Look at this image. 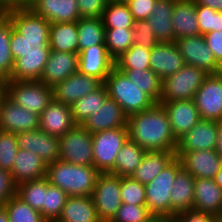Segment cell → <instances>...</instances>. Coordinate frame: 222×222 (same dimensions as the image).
Wrapping results in <instances>:
<instances>
[{
  "label": "cell",
  "mask_w": 222,
  "mask_h": 222,
  "mask_svg": "<svg viewBox=\"0 0 222 222\" xmlns=\"http://www.w3.org/2000/svg\"><path fill=\"white\" fill-rule=\"evenodd\" d=\"M69 196L58 186L48 182L45 176V198L42 204V216L47 222H56L61 216Z\"/></svg>",
  "instance_id": "obj_38"
},
{
  "label": "cell",
  "mask_w": 222,
  "mask_h": 222,
  "mask_svg": "<svg viewBox=\"0 0 222 222\" xmlns=\"http://www.w3.org/2000/svg\"><path fill=\"white\" fill-rule=\"evenodd\" d=\"M195 178L183 167L177 172L170 192V216L192 210Z\"/></svg>",
  "instance_id": "obj_26"
},
{
  "label": "cell",
  "mask_w": 222,
  "mask_h": 222,
  "mask_svg": "<svg viewBox=\"0 0 222 222\" xmlns=\"http://www.w3.org/2000/svg\"><path fill=\"white\" fill-rule=\"evenodd\" d=\"M18 150L16 134L0 130V169L11 173Z\"/></svg>",
  "instance_id": "obj_44"
},
{
  "label": "cell",
  "mask_w": 222,
  "mask_h": 222,
  "mask_svg": "<svg viewBox=\"0 0 222 222\" xmlns=\"http://www.w3.org/2000/svg\"><path fill=\"white\" fill-rule=\"evenodd\" d=\"M181 160L175 157L151 182L145 184L146 207L152 215L170 216V192Z\"/></svg>",
  "instance_id": "obj_5"
},
{
  "label": "cell",
  "mask_w": 222,
  "mask_h": 222,
  "mask_svg": "<svg viewBox=\"0 0 222 222\" xmlns=\"http://www.w3.org/2000/svg\"><path fill=\"white\" fill-rule=\"evenodd\" d=\"M133 43L147 49H152L158 40L152 30L150 23L147 20H138L134 22L133 28Z\"/></svg>",
  "instance_id": "obj_48"
},
{
  "label": "cell",
  "mask_w": 222,
  "mask_h": 222,
  "mask_svg": "<svg viewBox=\"0 0 222 222\" xmlns=\"http://www.w3.org/2000/svg\"><path fill=\"white\" fill-rule=\"evenodd\" d=\"M6 85H7V80L0 78V105L2 99L6 96Z\"/></svg>",
  "instance_id": "obj_57"
},
{
  "label": "cell",
  "mask_w": 222,
  "mask_h": 222,
  "mask_svg": "<svg viewBox=\"0 0 222 222\" xmlns=\"http://www.w3.org/2000/svg\"><path fill=\"white\" fill-rule=\"evenodd\" d=\"M121 177L112 173H100L91 197L101 222H111L121 207Z\"/></svg>",
  "instance_id": "obj_9"
},
{
  "label": "cell",
  "mask_w": 222,
  "mask_h": 222,
  "mask_svg": "<svg viewBox=\"0 0 222 222\" xmlns=\"http://www.w3.org/2000/svg\"><path fill=\"white\" fill-rule=\"evenodd\" d=\"M56 222H101L91 196H69Z\"/></svg>",
  "instance_id": "obj_30"
},
{
  "label": "cell",
  "mask_w": 222,
  "mask_h": 222,
  "mask_svg": "<svg viewBox=\"0 0 222 222\" xmlns=\"http://www.w3.org/2000/svg\"><path fill=\"white\" fill-rule=\"evenodd\" d=\"M101 84L98 78L77 71L53 87V96L56 101L71 106Z\"/></svg>",
  "instance_id": "obj_17"
},
{
  "label": "cell",
  "mask_w": 222,
  "mask_h": 222,
  "mask_svg": "<svg viewBox=\"0 0 222 222\" xmlns=\"http://www.w3.org/2000/svg\"><path fill=\"white\" fill-rule=\"evenodd\" d=\"M146 151L129 138L116 155L114 170L111 172L120 177H129L140 165Z\"/></svg>",
  "instance_id": "obj_33"
},
{
  "label": "cell",
  "mask_w": 222,
  "mask_h": 222,
  "mask_svg": "<svg viewBox=\"0 0 222 222\" xmlns=\"http://www.w3.org/2000/svg\"><path fill=\"white\" fill-rule=\"evenodd\" d=\"M6 96L20 107L38 115L54 99L53 88L41 81L7 80Z\"/></svg>",
  "instance_id": "obj_7"
},
{
  "label": "cell",
  "mask_w": 222,
  "mask_h": 222,
  "mask_svg": "<svg viewBox=\"0 0 222 222\" xmlns=\"http://www.w3.org/2000/svg\"><path fill=\"white\" fill-rule=\"evenodd\" d=\"M121 199L123 203L146 205L145 185L130 176L121 177Z\"/></svg>",
  "instance_id": "obj_45"
},
{
  "label": "cell",
  "mask_w": 222,
  "mask_h": 222,
  "mask_svg": "<svg viewBox=\"0 0 222 222\" xmlns=\"http://www.w3.org/2000/svg\"><path fill=\"white\" fill-rule=\"evenodd\" d=\"M151 216L146 205L122 203L111 222H144Z\"/></svg>",
  "instance_id": "obj_47"
},
{
  "label": "cell",
  "mask_w": 222,
  "mask_h": 222,
  "mask_svg": "<svg viewBox=\"0 0 222 222\" xmlns=\"http://www.w3.org/2000/svg\"><path fill=\"white\" fill-rule=\"evenodd\" d=\"M196 5L212 8L214 11L222 12V0H194Z\"/></svg>",
  "instance_id": "obj_54"
},
{
  "label": "cell",
  "mask_w": 222,
  "mask_h": 222,
  "mask_svg": "<svg viewBox=\"0 0 222 222\" xmlns=\"http://www.w3.org/2000/svg\"><path fill=\"white\" fill-rule=\"evenodd\" d=\"M29 7L50 23L75 22L80 19L77 0H32Z\"/></svg>",
  "instance_id": "obj_24"
},
{
  "label": "cell",
  "mask_w": 222,
  "mask_h": 222,
  "mask_svg": "<svg viewBox=\"0 0 222 222\" xmlns=\"http://www.w3.org/2000/svg\"><path fill=\"white\" fill-rule=\"evenodd\" d=\"M110 0H77L80 18L101 17Z\"/></svg>",
  "instance_id": "obj_49"
},
{
  "label": "cell",
  "mask_w": 222,
  "mask_h": 222,
  "mask_svg": "<svg viewBox=\"0 0 222 222\" xmlns=\"http://www.w3.org/2000/svg\"><path fill=\"white\" fill-rule=\"evenodd\" d=\"M49 48L58 52L79 53L77 21L51 23Z\"/></svg>",
  "instance_id": "obj_32"
},
{
  "label": "cell",
  "mask_w": 222,
  "mask_h": 222,
  "mask_svg": "<svg viewBox=\"0 0 222 222\" xmlns=\"http://www.w3.org/2000/svg\"><path fill=\"white\" fill-rule=\"evenodd\" d=\"M213 180L222 189V163H221L218 173L215 175Z\"/></svg>",
  "instance_id": "obj_59"
},
{
  "label": "cell",
  "mask_w": 222,
  "mask_h": 222,
  "mask_svg": "<svg viewBox=\"0 0 222 222\" xmlns=\"http://www.w3.org/2000/svg\"><path fill=\"white\" fill-rule=\"evenodd\" d=\"M2 2L10 9L14 7H29L32 0H2Z\"/></svg>",
  "instance_id": "obj_55"
},
{
  "label": "cell",
  "mask_w": 222,
  "mask_h": 222,
  "mask_svg": "<svg viewBox=\"0 0 222 222\" xmlns=\"http://www.w3.org/2000/svg\"><path fill=\"white\" fill-rule=\"evenodd\" d=\"M175 43L187 65L195 66L208 74H216L219 63L203 35L182 37L175 40Z\"/></svg>",
  "instance_id": "obj_11"
},
{
  "label": "cell",
  "mask_w": 222,
  "mask_h": 222,
  "mask_svg": "<svg viewBox=\"0 0 222 222\" xmlns=\"http://www.w3.org/2000/svg\"><path fill=\"white\" fill-rule=\"evenodd\" d=\"M78 71V53L50 50L48 61L39 81L50 88Z\"/></svg>",
  "instance_id": "obj_20"
},
{
  "label": "cell",
  "mask_w": 222,
  "mask_h": 222,
  "mask_svg": "<svg viewBox=\"0 0 222 222\" xmlns=\"http://www.w3.org/2000/svg\"><path fill=\"white\" fill-rule=\"evenodd\" d=\"M179 159L182 167L194 178L214 179L222 163L215 150L185 152Z\"/></svg>",
  "instance_id": "obj_23"
},
{
  "label": "cell",
  "mask_w": 222,
  "mask_h": 222,
  "mask_svg": "<svg viewBox=\"0 0 222 222\" xmlns=\"http://www.w3.org/2000/svg\"><path fill=\"white\" fill-rule=\"evenodd\" d=\"M6 16L14 27L9 44L14 67L9 80L39 81L51 50V23L30 7L10 8Z\"/></svg>",
  "instance_id": "obj_1"
},
{
  "label": "cell",
  "mask_w": 222,
  "mask_h": 222,
  "mask_svg": "<svg viewBox=\"0 0 222 222\" xmlns=\"http://www.w3.org/2000/svg\"><path fill=\"white\" fill-rule=\"evenodd\" d=\"M196 13L201 35L222 30V12L214 11L207 6L196 5Z\"/></svg>",
  "instance_id": "obj_46"
},
{
  "label": "cell",
  "mask_w": 222,
  "mask_h": 222,
  "mask_svg": "<svg viewBox=\"0 0 222 222\" xmlns=\"http://www.w3.org/2000/svg\"><path fill=\"white\" fill-rule=\"evenodd\" d=\"M16 194V185L12 180L11 173L0 169V206H3Z\"/></svg>",
  "instance_id": "obj_51"
},
{
  "label": "cell",
  "mask_w": 222,
  "mask_h": 222,
  "mask_svg": "<svg viewBox=\"0 0 222 222\" xmlns=\"http://www.w3.org/2000/svg\"><path fill=\"white\" fill-rule=\"evenodd\" d=\"M16 195L42 214V204L45 198V177L19 183Z\"/></svg>",
  "instance_id": "obj_41"
},
{
  "label": "cell",
  "mask_w": 222,
  "mask_h": 222,
  "mask_svg": "<svg viewBox=\"0 0 222 222\" xmlns=\"http://www.w3.org/2000/svg\"><path fill=\"white\" fill-rule=\"evenodd\" d=\"M215 151L222 159V121L218 122L217 141H216Z\"/></svg>",
  "instance_id": "obj_56"
},
{
  "label": "cell",
  "mask_w": 222,
  "mask_h": 222,
  "mask_svg": "<svg viewBox=\"0 0 222 222\" xmlns=\"http://www.w3.org/2000/svg\"><path fill=\"white\" fill-rule=\"evenodd\" d=\"M8 7L0 0V14H6L8 12Z\"/></svg>",
  "instance_id": "obj_62"
},
{
  "label": "cell",
  "mask_w": 222,
  "mask_h": 222,
  "mask_svg": "<svg viewBox=\"0 0 222 222\" xmlns=\"http://www.w3.org/2000/svg\"><path fill=\"white\" fill-rule=\"evenodd\" d=\"M19 149L36 153L46 164H52L59 159V137L43 132L40 128L16 133Z\"/></svg>",
  "instance_id": "obj_14"
},
{
  "label": "cell",
  "mask_w": 222,
  "mask_h": 222,
  "mask_svg": "<svg viewBox=\"0 0 222 222\" xmlns=\"http://www.w3.org/2000/svg\"><path fill=\"white\" fill-rule=\"evenodd\" d=\"M81 126L91 134L127 127V116L122 111L119 103L108 97L101 107L94 111Z\"/></svg>",
  "instance_id": "obj_19"
},
{
  "label": "cell",
  "mask_w": 222,
  "mask_h": 222,
  "mask_svg": "<svg viewBox=\"0 0 222 222\" xmlns=\"http://www.w3.org/2000/svg\"><path fill=\"white\" fill-rule=\"evenodd\" d=\"M216 75L221 79L222 81V63L219 64L218 70L216 72Z\"/></svg>",
  "instance_id": "obj_63"
},
{
  "label": "cell",
  "mask_w": 222,
  "mask_h": 222,
  "mask_svg": "<svg viewBox=\"0 0 222 222\" xmlns=\"http://www.w3.org/2000/svg\"><path fill=\"white\" fill-rule=\"evenodd\" d=\"M193 101L201 119L222 121V81L209 74L195 93Z\"/></svg>",
  "instance_id": "obj_12"
},
{
  "label": "cell",
  "mask_w": 222,
  "mask_h": 222,
  "mask_svg": "<svg viewBox=\"0 0 222 222\" xmlns=\"http://www.w3.org/2000/svg\"><path fill=\"white\" fill-rule=\"evenodd\" d=\"M0 222H10L7 210L4 206H0Z\"/></svg>",
  "instance_id": "obj_58"
},
{
  "label": "cell",
  "mask_w": 222,
  "mask_h": 222,
  "mask_svg": "<svg viewBox=\"0 0 222 222\" xmlns=\"http://www.w3.org/2000/svg\"><path fill=\"white\" fill-rule=\"evenodd\" d=\"M218 222H222V214L217 217Z\"/></svg>",
  "instance_id": "obj_65"
},
{
  "label": "cell",
  "mask_w": 222,
  "mask_h": 222,
  "mask_svg": "<svg viewBox=\"0 0 222 222\" xmlns=\"http://www.w3.org/2000/svg\"><path fill=\"white\" fill-rule=\"evenodd\" d=\"M185 64L175 42H158L151 49L150 69L162 80L179 71Z\"/></svg>",
  "instance_id": "obj_22"
},
{
  "label": "cell",
  "mask_w": 222,
  "mask_h": 222,
  "mask_svg": "<svg viewBox=\"0 0 222 222\" xmlns=\"http://www.w3.org/2000/svg\"><path fill=\"white\" fill-rule=\"evenodd\" d=\"M13 25L7 16L0 19V78L9 80L14 67V59L10 50V39Z\"/></svg>",
  "instance_id": "obj_39"
},
{
  "label": "cell",
  "mask_w": 222,
  "mask_h": 222,
  "mask_svg": "<svg viewBox=\"0 0 222 222\" xmlns=\"http://www.w3.org/2000/svg\"><path fill=\"white\" fill-rule=\"evenodd\" d=\"M3 206L7 210L10 222H47L39 211L34 210L16 194Z\"/></svg>",
  "instance_id": "obj_43"
},
{
  "label": "cell",
  "mask_w": 222,
  "mask_h": 222,
  "mask_svg": "<svg viewBox=\"0 0 222 222\" xmlns=\"http://www.w3.org/2000/svg\"><path fill=\"white\" fill-rule=\"evenodd\" d=\"M192 210L216 217L222 214V189L213 179L195 178Z\"/></svg>",
  "instance_id": "obj_25"
},
{
  "label": "cell",
  "mask_w": 222,
  "mask_h": 222,
  "mask_svg": "<svg viewBox=\"0 0 222 222\" xmlns=\"http://www.w3.org/2000/svg\"><path fill=\"white\" fill-rule=\"evenodd\" d=\"M151 49L144 48L137 44H133L125 51L115 62L117 69H150Z\"/></svg>",
  "instance_id": "obj_42"
},
{
  "label": "cell",
  "mask_w": 222,
  "mask_h": 222,
  "mask_svg": "<svg viewBox=\"0 0 222 222\" xmlns=\"http://www.w3.org/2000/svg\"><path fill=\"white\" fill-rule=\"evenodd\" d=\"M102 21L105 29L134 28V18L127 3L110 0L103 10Z\"/></svg>",
  "instance_id": "obj_37"
},
{
  "label": "cell",
  "mask_w": 222,
  "mask_h": 222,
  "mask_svg": "<svg viewBox=\"0 0 222 222\" xmlns=\"http://www.w3.org/2000/svg\"><path fill=\"white\" fill-rule=\"evenodd\" d=\"M176 0H157L151 15L146 19L158 42H175L172 25L173 6Z\"/></svg>",
  "instance_id": "obj_29"
},
{
  "label": "cell",
  "mask_w": 222,
  "mask_h": 222,
  "mask_svg": "<svg viewBox=\"0 0 222 222\" xmlns=\"http://www.w3.org/2000/svg\"><path fill=\"white\" fill-rule=\"evenodd\" d=\"M128 138L127 127L92 134L93 166L100 173H111L114 170L116 155Z\"/></svg>",
  "instance_id": "obj_8"
},
{
  "label": "cell",
  "mask_w": 222,
  "mask_h": 222,
  "mask_svg": "<svg viewBox=\"0 0 222 222\" xmlns=\"http://www.w3.org/2000/svg\"><path fill=\"white\" fill-rule=\"evenodd\" d=\"M13 160L11 176L16 186L46 176L47 165L34 152L19 149Z\"/></svg>",
  "instance_id": "obj_27"
},
{
  "label": "cell",
  "mask_w": 222,
  "mask_h": 222,
  "mask_svg": "<svg viewBox=\"0 0 222 222\" xmlns=\"http://www.w3.org/2000/svg\"><path fill=\"white\" fill-rule=\"evenodd\" d=\"M157 0H129L127 2L135 21L146 20L152 13Z\"/></svg>",
  "instance_id": "obj_50"
},
{
  "label": "cell",
  "mask_w": 222,
  "mask_h": 222,
  "mask_svg": "<svg viewBox=\"0 0 222 222\" xmlns=\"http://www.w3.org/2000/svg\"><path fill=\"white\" fill-rule=\"evenodd\" d=\"M112 1H115V2H124V3H127L129 0H112Z\"/></svg>",
  "instance_id": "obj_64"
},
{
  "label": "cell",
  "mask_w": 222,
  "mask_h": 222,
  "mask_svg": "<svg viewBox=\"0 0 222 222\" xmlns=\"http://www.w3.org/2000/svg\"><path fill=\"white\" fill-rule=\"evenodd\" d=\"M218 122L201 119L187 133L178 139L176 157L180 158L185 152L196 150H215L217 141Z\"/></svg>",
  "instance_id": "obj_13"
},
{
  "label": "cell",
  "mask_w": 222,
  "mask_h": 222,
  "mask_svg": "<svg viewBox=\"0 0 222 222\" xmlns=\"http://www.w3.org/2000/svg\"><path fill=\"white\" fill-rule=\"evenodd\" d=\"M164 218H165L164 216L152 215L144 222H164Z\"/></svg>",
  "instance_id": "obj_60"
},
{
  "label": "cell",
  "mask_w": 222,
  "mask_h": 222,
  "mask_svg": "<svg viewBox=\"0 0 222 222\" xmlns=\"http://www.w3.org/2000/svg\"><path fill=\"white\" fill-rule=\"evenodd\" d=\"M175 157V151H146L140 165L130 177L145 185L151 182Z\"/></svg>",
  "instance_id": "obj_31"
},
{
  "label": "cell",
  "mask_w": 222,
  "mask_h": 222,
  "mask_svg": "<svg viewBox=\"0 0 222 222\" xmlns=\"http://www.w3.org/2000/svg\"><path fill=\"white\" fill-rule=\"evenodd\" d=\"M208 75L202 69L185 64L179 71L162 80L160 101L193 99Z\"/></svg>",
  "instance_id": "obj_6"
},
{
  "label": "cell",
  "mask_w": 222,
  "mask_h": 222,
  "mask_svg": "<svg viewBox=\"0 0 222 222\" xmlns=\"http://www.w3.org/2000/svg\"><path fill=\"white\" fill-rule=\"evenodd\" d=\"M3 16H6V14H0V19H1Z\"/></svg>",
  "instance_id": "obj_66"
},
{
  "label": "cell",
  "mask_w": 222,
  "mask_h": 222,
  "mask_svg": "<svg viewBox=\"0 0 222 222\" xmlns=\"http://www.w3.org/2000/svg\"><path fill=\"white\" fill-rule=\"evenodd\" d=\"M72 108L53 99L39 115V128L54 137H61L75 126Z\"/></svg>",
  "instance_id": "obj_21"
},
{
  "label": "cell",
  "mask_w": 222,
  "mask_h": 222,
  "mask_svg": "<svg viewBox=\"0 0 222 222\" xmlns=\"http://www.w3.org/2000/svg\"><path fill=\"white\" fill-rule=\"evenodd\" d=\"M128 137L145 151H175L178 140L172 133L162 104L127 117Z\"/></svg>",
  "instance_id": "obj_2"
},
{
  "label": "cell",
  "mask_w": 222,
  "mask_h": 222,
  "mask_svg": "<svg viewBox=\"0 0 222 222\" xmlns=\"http://www.w3.org/2000/svg\"><path fill=\"white\" fill-rule=\"evenodd\" d=\"M59 159L75 165H93L92 134L81 125H75L59 138Z\"/></svg>",
  "instance_id": "obj_10"
},
{
  "label": "cell",
  "mask_w": 222,
  "mask_h": 222,
  "mask_svg": "<svg viewBox=\"0 0 222 222\" xmlns=\"http://www.w3.org/2000/svg\"><path fill=\"white\" fill-rule=\"evenodd\" d=\"M208 47L212 50L216 61L222 63V30L203 35Z\"/></svg>",
  "instance_id": "obj_52"
},
{
  "label": "cell",
  "mask_w": 222,
  "mask_h": 222,
  "mask_svg": "<svg viewBox=\"0 0 222 222\" xmlns=\"http://www.w3.org/2000/svg\"><path fill=\"white\" fill-rule=\"evenodd\" d=\"M133 44V28L105 29V46L114 61Z\"/></svg>",
  "instance_id": "obj_40"
},
{
  "label": "cell",
  "mask_w": 222,
  "mask_h": 222,
  "mask_svg": "<svg viewBox=\"0 0 222 222\" xmlns=\"http://www.w3.org/2000/svg\"><path fill=\"white\" fill-rule=\"evenodd\" d=\"M100 172L93 166L75 165L58 159L47 165L46 178L68 196H91Z\"/></svg>",
  "instance_id": "obj_3"
},
{
  "label": "cell",
  "mask_w": 222,
  "mask_h": 222,
  "mask_svg": "<svg viewBox=\"0 0 222 222\" xmlns=\"http://www.w3.org/2000/svg\"><path fill=\"white\" fill-rule=\"evenodd\" d=\"M134 82L143 92L149 95L156 103L160 102L162 79L151 69H118Z\"/></svg>",
  "instance_id": "obj_36"
},
{
  "label": "cell",
  "mask_w": 222,
  "mask_h": 222,
  "mask_svg": "<svg viewBox=\"0 0 222 222\" xmlns=\"http://www.w3.org/2000/svg\"><path fill=\"white\" fill-rule=\"evenodd\" d=\"M115 67L105 44L92 45L78 53V71L84 75L98 78L102 83Z\"/></svg>",
  "instance_id": "obj_16"
},
{
  "label": "cell",
  "mask_w": 222,
  "mask_h": 222,
  "mask_svg": "<svg viewBox=\"0 0 222 222\" xmlns=\"http://www.w3.org/2000/svg\"><path fill=\"white\" fill-rule=\"evenodd\" d=\"M182 222H216L217 217L204 212L188 210L176 215Z\"/></svg>",
  "instance_id": "obj_53"
},
{
  "label": "cell",
  "mask_w": 222,
  "mask_h": 222,
  "mask_svg": "<svg viewBox=\"0 0 222 222\" xmlns=\"http://www.w3.org/2000/svg\"><path fill=\"white\" fill-rule=\"evenodd\" d=\"M79 52L96 44H105V27L101 17L77 20Z\"/></svg>",
  "instance_id": "obj_35"
},
{
  "label": "cell",
  "mask_w": 222,
  "mask_h": 222,
  "mask_svg": "<svg viewBox=\"0 0 222 222\" xmlns=\"http://www.w3.org/2000/svg\"><path fill=\"white\" fill-rule=\"evenodd\" d=\"M159 103L168 114L172 133L177 140L201 120L193 99L160 101Z\"/></svg>",
  "instance_id": "obj_18"
},
{
  "label": "cell",
  "mask_w": 222,
  "mask_h": 222,
  "mask_svg": "<svg viewBox=\"0 0 222 222\" xmlns=\"http://www.w3.org/2000/svg\"><path fill=\"white\" fill-rule=\"evenodd\" d=\"M171 20L176 40L200 34L194 0H176Z\"/></svg>",
  "instance_id": "obj_28"
},
{
  "label": "cell",
  "mask_w": 222,
  "mask_h": 222,
  "mask_svg": "<svg viewBox=\"0 0 222 222\" xmlns=\"http://www.w3.org/2000/svg\"><path fill=\"white\" fill-rule=\"evenodd\" d=\"M164 222H182L177 216H169L164 218Z\"/></svg>",
  "instance_id": "obj_61"
},
{
  "label": "cell",
  "mask_w": 222,
  "mask_h": 222,
  "mask_svg": "<svg viewBox=\"0 0 222 222\" xmlns=\"http://www.w3.org/2000/svg\"><path fill=\"white\" fill-rule=\"evenodd\" d=\"M108 97V90L105 83H102L97 89L72 104V117L75 124L81 125L94 111L101 107Z\"/></svg>",
  "instance_id": "obj_34"
},
{
  "label": "cell",
  "mask_w": 222,
  "mask_h": 222,
  "mask_svg": "<svg viewBox=\"0 0 222 222\" xmlns=\"http://www.w3.org/2000/svg\"><path fill=\"white\" fill-rule=\"evenodd\" d=\"M39 128V115L28 111L5 96L0 105V130L12 133Z\"/></svg>",
  "instance_id": "obj_15"
},
{
  "label": "cell",
  "mask_w": 222,
  "mask_h": 222,
  "mask_svg": "<svg viewBox=\"0 0 222 222\" xmlns=\"http://www.w3.org/2000/svg\"><path fill=\"white\" fill-rule=\"evenodd\" d=\"M104 83L109 98L119 103L127 117L147 110L156 104L149 95L116 67L111 70Z\"/></svg>",
  "instance_id": "obj_4"
}]
</instances>
